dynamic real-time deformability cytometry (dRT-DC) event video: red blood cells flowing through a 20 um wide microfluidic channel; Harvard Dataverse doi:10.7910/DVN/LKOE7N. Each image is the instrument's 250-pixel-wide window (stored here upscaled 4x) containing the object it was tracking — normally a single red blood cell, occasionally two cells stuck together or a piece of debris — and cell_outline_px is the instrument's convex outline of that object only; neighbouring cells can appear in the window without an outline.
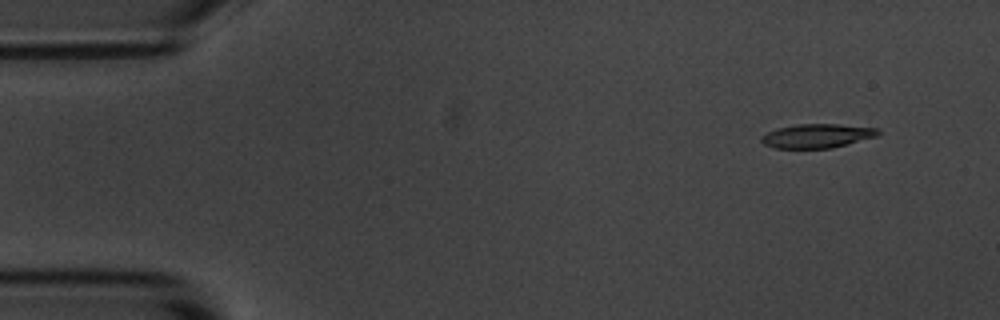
{"species": "common noctule bat (a hibernating species)", "species_latin": "Nyctalus noctula", "temperature_condition": "room temperature", "stored_images_in_passage": 2, "camera_frame_rate_fps": 3000, "um_per_image_px": 0.085, "animal": {"sex": "male", "body_mass_g": 20.1, "forearm_length_mm": 53.5}, "frame": {"image": 1, "passage_image": 2, "time_ms": 1.333, "image_size_px": [1000, 320], "cell_outline_px": [[880, 132], [876, 136], [832, 148], [776, 148], [764, 144], [760, 140], [760, 136], [768, 132], [780, 128], [796, 124], [840, 124], [876, 128]], "centroid_in_image_um": [69.43, 11.55], "position_along_channel_um": 15.6, "area_um2": 16.13}}